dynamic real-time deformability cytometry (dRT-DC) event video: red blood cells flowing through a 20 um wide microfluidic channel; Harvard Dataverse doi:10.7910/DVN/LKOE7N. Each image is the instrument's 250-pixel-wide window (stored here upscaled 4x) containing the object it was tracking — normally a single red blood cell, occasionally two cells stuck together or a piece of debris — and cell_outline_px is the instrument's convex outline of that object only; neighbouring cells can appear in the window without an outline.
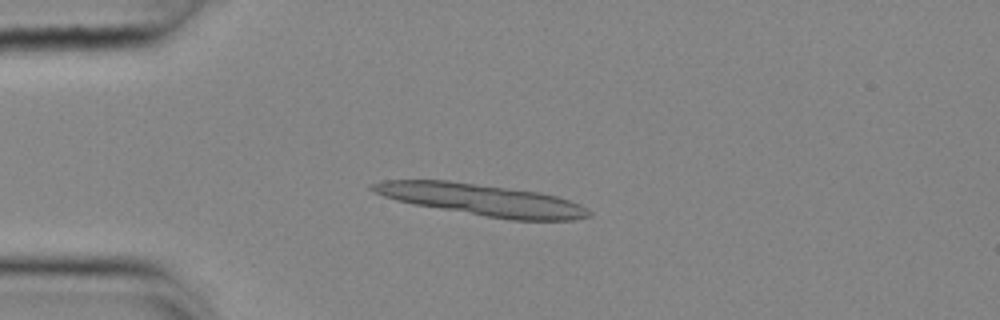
{"species": "common noctule bat (a hibernating species)", "species_latin": "Nyctalus noctula", "temperature_condition": "cold", "stored_images_in_passage": 42, "segment_of_instrument_passage": [1, 2], "camera_frame_rate_fps": 3000, "um_per_image_px": 0.085, "animal": {"sex": "female", "body_mass_g": 25.1}, "frame": {"image": 1, "passage_image": 13, "time_ms": 4.0, "image_size_px": [1000, 320], "cell_outline_px": [[592, 216], [572, 220], [512, 220], [484, 216], [416, 204], [396, 200], [384, 196], [368, 188], [368, 184], [384, 180], [448, 180], [540, 192], [556, 196], [580, 204], [588, 208], [592, 212]], "centroid_in_image_um": [40.98, 16.98], "position_along_channel_um": 44.0, "area_um2": 39.71}}